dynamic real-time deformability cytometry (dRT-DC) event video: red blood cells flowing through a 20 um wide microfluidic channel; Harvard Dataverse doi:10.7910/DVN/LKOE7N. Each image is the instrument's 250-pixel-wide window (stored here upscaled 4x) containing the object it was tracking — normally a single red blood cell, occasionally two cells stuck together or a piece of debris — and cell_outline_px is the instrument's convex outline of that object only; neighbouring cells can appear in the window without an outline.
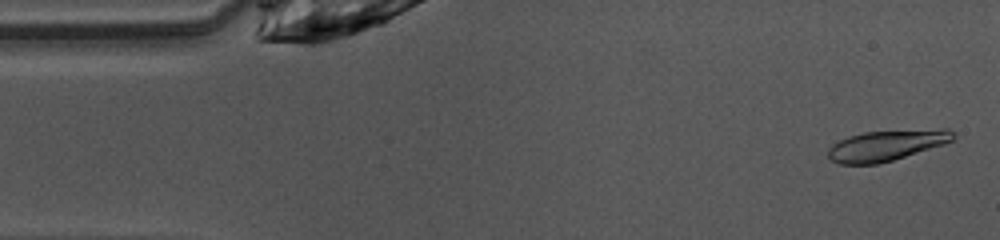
{"species": "common noctule bat (a hibernating species)", "species_latin": "Nyctalus noctula", "temperature_condition": "warm", "stored_images_in_passage": 43, "camera_frame_rate_fps": 3000, "um_per_image_px": 0.085, "animal": {"sex": "female", "body_mass_g": 10.0, "forearm_length_mm": 53.1}, "frame": {"image": 1, "passage_image": 2, "time_ms": 0.333, "image_size_px": [1000, 240], "cell_outline_px": [[956, 136], [952, 140], [944, 144], [892, 160], [876, 164], [840, 164], [832, 160], [828, 156], [828, 148], [832, 144], [848, 136], [864, 132], [944, 128], [948, 128]], "centroid_in_image_um": [75.35, 12.35], "position_along_channel_um": 9.7, "area_um2": 22.25}}
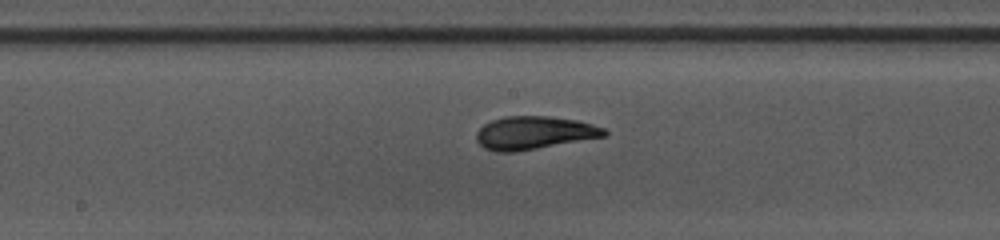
{"frame": {"image": 2, "passage_image": 23, "time_ms": 7.333, "image_size_px": [1000, 240], "cell_outline_px": [[608, 132], [604, 136], [516, 152], [496, 152], [484, 148], [476, 140], [476, 132], [484, 124], [492, 120], [504, 116], [548, 116], [576, 120], [592, 124], [604, 128]], "centroid_in_image_um": [45.36, 11.29], "position_along_channel_um": 202.8, "area_um2": 24.51}}
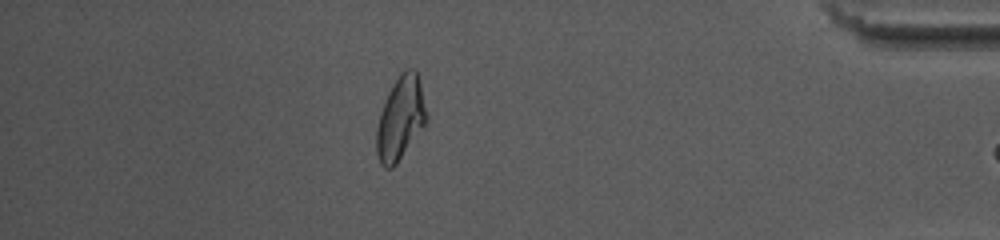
{"frame": {"image": 3, "passage_image": 41, "time_ms": 13.333, "image_size_px": [1000, 240], "cell_outline_px": [[428, 120], [396, 164], [392, 168], [384, 168], [380, 164], [376, 152], [376, 128], [380, 112], [388, 92], [400, 72], [404, 68], [416, 68], [428, 116]], "centroid_in_image_um": [34.03, 10.04], "position_along_channel_um": 401.2, "area_um2": 24.33}, "authors_computed_cell_mechanics": {"area_um2": 23.8136, "velocity_mm_per_s": 4.0845, "shape_relaxation_time_tau1_ms": 4.4848, "shape_relaxation_time_tau2_ms": 1.3789, "deformation_change_tau1": 0.185, "deformation_change_tau2": 0.065}}